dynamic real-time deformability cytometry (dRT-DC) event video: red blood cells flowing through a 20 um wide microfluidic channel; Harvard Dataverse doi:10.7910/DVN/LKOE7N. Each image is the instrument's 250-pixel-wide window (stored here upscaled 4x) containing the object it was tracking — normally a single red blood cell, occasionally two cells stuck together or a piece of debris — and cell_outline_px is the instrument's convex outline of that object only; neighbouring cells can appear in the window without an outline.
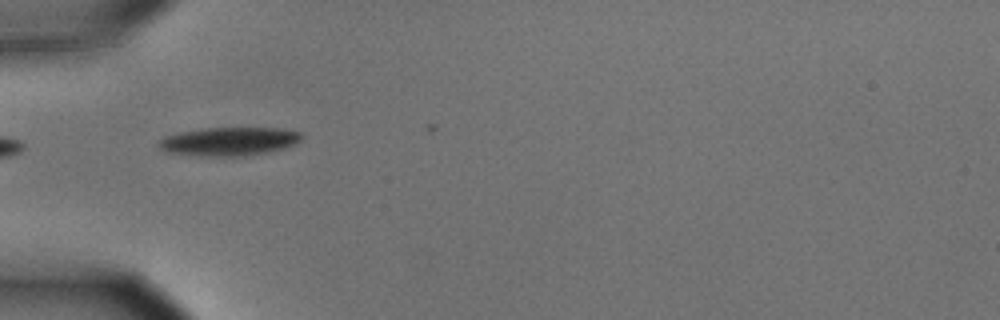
{"species": "common noctule bat (a hibernating species)", "species_latin": "Nyctalus noctula", "temperature_condition": "cold", "stored_images_in_passage": 5, "camera_frame_rate_fps": 3000, "um_per_image_px": 0.085, "animal": {"sex": "male", "body_mass_g": 15.6}, "frame": {"image": 1, "passage_image": 1, "time_ms": 0.0, "image_size_px": [1000, 320], "cell_outline_px": [[304, 136], [296, 144], [284, 148], [268, 152], [244, 156], [196, 156], [168, 152], [160, 148], [156, 144], [164, 136], [180, 132], [200, 128], [280, 128], [300, 132]], "centroid_in_image_um": [19.47, 12.02], "position_along_channel_um": 65.5, "area_um2": 23.93}}